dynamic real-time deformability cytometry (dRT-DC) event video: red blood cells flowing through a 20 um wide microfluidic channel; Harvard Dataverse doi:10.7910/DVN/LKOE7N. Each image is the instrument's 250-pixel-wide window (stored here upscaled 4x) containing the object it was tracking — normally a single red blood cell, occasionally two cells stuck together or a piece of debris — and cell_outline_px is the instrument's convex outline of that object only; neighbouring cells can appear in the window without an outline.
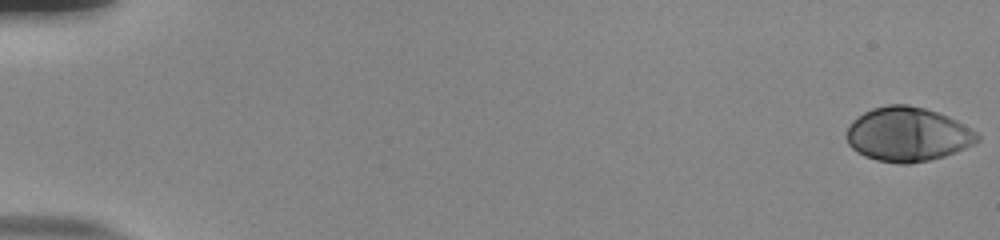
{"species": "human", "species_latin": "Homo sapiens", "temperature_condition": "room temperature", "stored_images_in_passage": 56, "camera_frame_rate_fps": 3000, "um_per_image_px": 0.085, "donor": {"sex": "male"}, "frame": {"image": 1, "passage_image": 1, "time_ms": 0.0, "image_size_px": [1000, 240], "cell_outline_px": [[980, 140], [964, 148], [944, 156], [928, 160], [908, 164], [900, 164], [876, 160], [864, 156], [856, 152], [848, 144], [848, 128], [852, 120], [864, 112], [872, 108], [888, 104], [908, 104], [924, 108], [948, 116], [956, 120], [976, 132], [980, 136]], "centroid_in_image_um": [77.13, 11.42], "position_along_channel_um": 7.9, "area_um2": 41.15}}
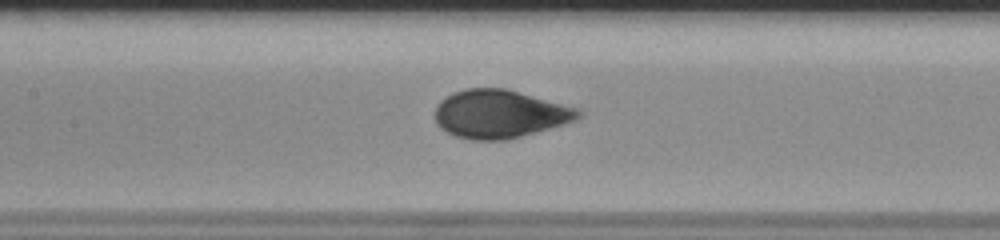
{"frame": {"image": 2, "passage_image": 28, "time_ms": 9.0, "image_size_px": [1000, 240], "cell_outline_px": [[584, 116], [576, 120], [564, 124], [508, 140], [472, 140], [456, 136], [440, 128], [436, 124], [436, 108], [440, 100], [452, 92], [464, 88], [504, 88], [580, 108]], "centroid_in_image_um": [42.5, 9.68], "position_along_channel_um": 164.9, "area_um2": 40.46}}
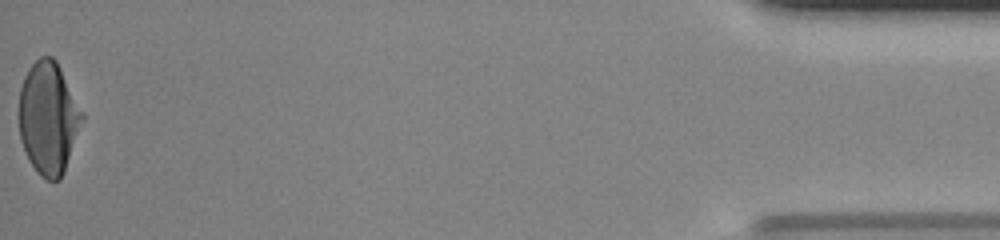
{"frame": {"image": 3, "passage_image": 56, "time_ms": 18.333, "image_size_px": [1000, 240], "cell_outline_px": [[84, 120], [64, 172], [60, 180], [48, 180], [40, 176], [28, 160], [24, 152], [20, 140], [20, 88], [24, 76], [28, 68], [40, 56], [52, 56], [56, 60], [84, 116]], "centroid_in_image_um": [4.11, 10.05], "position_along_channel_um": 431.1, "area_um2": 41.21}, "authors_computed_cell_mechanics": {"area_um2": 40.5756, "velocity_mm_per_s": 3.7758, "shape_relaxation_time_tau1_ms": 5.0484, "shape_relaxation_time_tau2_ms": null, "deformation_change_tau1": 0.2095, "deformation_change_tau2": null}}